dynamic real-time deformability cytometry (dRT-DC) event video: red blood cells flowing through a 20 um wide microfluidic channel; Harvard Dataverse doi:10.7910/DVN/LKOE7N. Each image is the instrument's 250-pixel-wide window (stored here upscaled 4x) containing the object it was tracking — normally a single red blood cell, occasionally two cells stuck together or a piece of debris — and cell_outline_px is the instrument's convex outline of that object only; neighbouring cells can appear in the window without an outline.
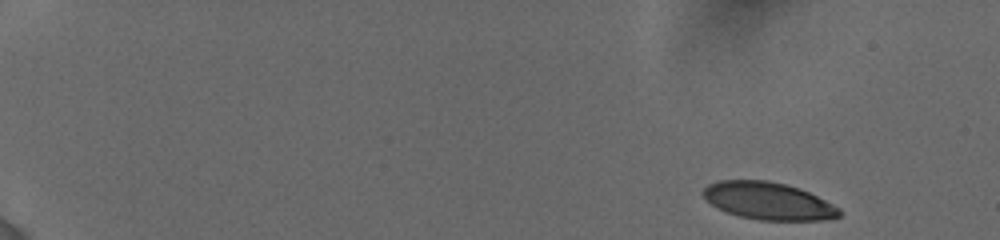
{"species": "human", "species_latin": "Homo sapiens", "temperature_condition": "cold", "stored_images_in_passage": 45, "camera_frame_rate_fps": 3000, "um_per_image_px": 0.085, "donor": {"sex": "female"}, "frame": {"image": 1, "passage_image": 1, "time_ms": 0.0, "image_size_px": [1000, 240], "cell_outline_px": [[844, 212], [840, 216], [820, 220], [760, 220], [740, 216], [728, 212], [712, 204], [700, 192], [708, 184], [720, 180], [768, 180], [800, 188], [840, 208]], "centroid_in_image_um": [65.31, 17.07], "position_along_channel_um": 19.7, "area_um2": 29.42}}
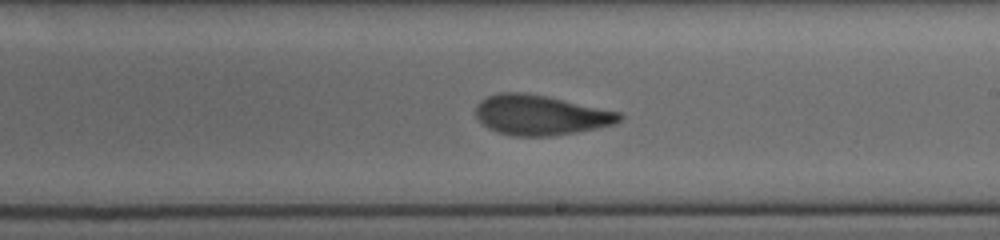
{"frame": {"image": 2, "passage_image": 25, "time_ms": 10.0, "image_size_px": [1000, 240], "cell_outline_px": [[624, 116], [616, 124], [576, 132], [552, 136], [512, 136], [496, 132], [488, 128], [476, 116], [476, 104], [480, 100], [488, 96], [500, 92], [520, 92], [544, 96], [620, 112]], "centroid_in_image_um": [45.92, 9.79], "position_along_channel_um": 243.1, "area_um2": 33.29}}
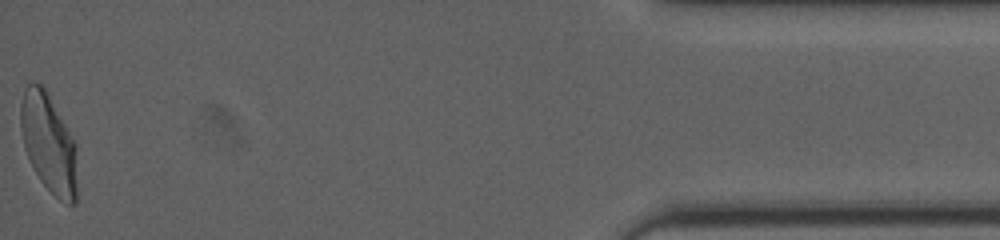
{"frame": {"image": 3, "passage_image": 45, "time_ms": 16.667, "image_size_px": [1000, 240], "cell_outline_px": [[76, 204], [68, 204], [60, 200], [40, 180], [24, 148], [20, 128], [20, 104], [24, 88], [32, 80], [40, 84], [48, 92], [76, 148]], "centroid_in_image_um": [4.1, 12.14], "position_along_channel_um": 431.1, "area_um2": 32.14}, "authors_computed_cell_mechanics": {"area_um2": 33.0038, "velocity_mm_per_s": 3.8694, "shape_relaxation_time_tau1_ms": 5.3417, "shape_relaxation_time_tau2_ms": 1.2889, "deformation_change_tau1": 0.2053, "deformation_change_tau2": 0.0888}}